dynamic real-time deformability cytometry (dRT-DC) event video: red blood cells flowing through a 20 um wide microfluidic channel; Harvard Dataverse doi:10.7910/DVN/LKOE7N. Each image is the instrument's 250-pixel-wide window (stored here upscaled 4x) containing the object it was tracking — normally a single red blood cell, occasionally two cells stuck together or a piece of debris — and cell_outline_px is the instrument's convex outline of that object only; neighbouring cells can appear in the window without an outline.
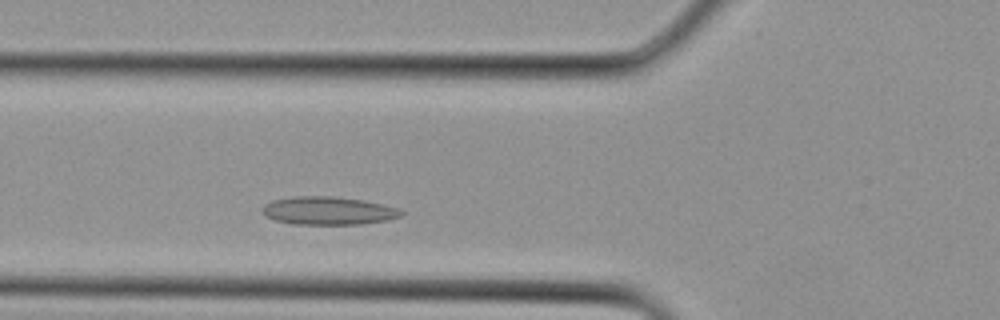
{"species": "Egyptian fruit bat (a non-hibernating species)", "species_latin": "Rousettus aegyptiacus", "temperature_condition": "cold", "stored_images_in_passage": 5, "camera_frame_rate_fps": 3000, "um_per_image_px": 0.085, "animal": {"sex": "female"}, "frame": {"image": 1, "passage_image": 3, "time_ms": 0.667, "image_size_px": [1000, 320], "cell_outline_px": [[404, 212], [400, 216], [388, 220], [360, 224], [296, 224], [276, 220], [264, 216], [264, 204], [272, 200], [296, 196], [336, 196], [364, 200], [384, 204], [400, 208]], "centroid_in_image_um": [27.95, 17.9], "position_along_channel_um": 97.9, "area_um2": 22.77}}
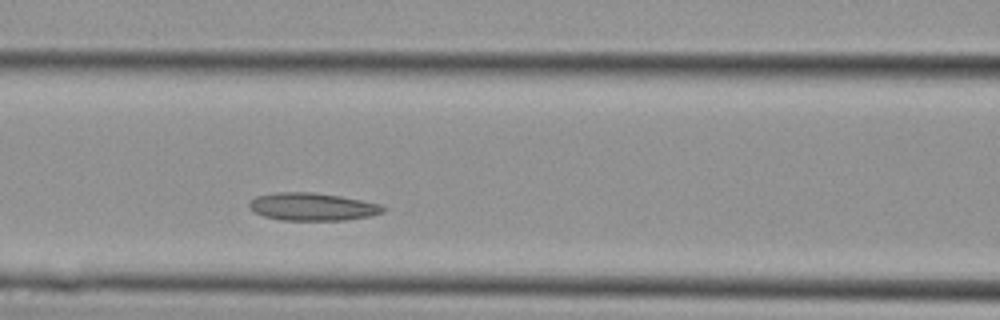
{"frame": {"image": 2, "passage_image": 5, "time_ms": 1.333, "image_size_px": [1000, 320], "cell_outline_px": [[384, 212], [372, 216], [344, 220], [280, 220], [264, 216], [248, 208], [248, 204], [256, 196], [276, 192], [312, 192], [340, 196], [380, 204], [384, 208]], "centroid_in_image_um": [26.54, 17.57], "position_along_channel_um": 140.1, "area_um2": 21.56}}